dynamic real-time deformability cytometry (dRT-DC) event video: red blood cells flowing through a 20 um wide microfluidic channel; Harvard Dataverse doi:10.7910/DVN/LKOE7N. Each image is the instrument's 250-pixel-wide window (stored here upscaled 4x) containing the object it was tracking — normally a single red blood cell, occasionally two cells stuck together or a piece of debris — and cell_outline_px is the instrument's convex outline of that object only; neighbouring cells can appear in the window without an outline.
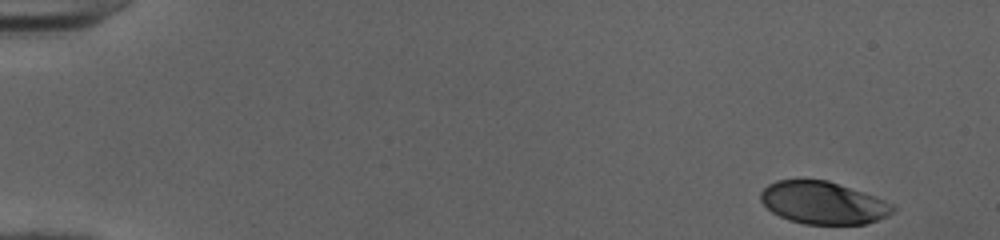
{"species": "human", "species_latin": "Homo sapiens", "temperature_condition": "cold", "stored_images_in_passage": 49, "camera_frame_rate_fps": 3000, "um_per_image_px": 0.085, "donor": {"sex": "female"}, "frame": {"image": 1, "passage_image": 1, "time_ms": 0.0, "image_size_px": [1000, 240], "cell_outline_px": [[896, 208], [888, 216], [864, 224], [804, 224], [788, 220], [772, 212], [760, 200], [760, 192], [768, 184], [776, 180], [828, 180], [876, 196], [892, 204]], "centroid_in_image_um": [69.96, 17.24], "position_along_channel_um": 15.0, "area_um2": 32.71}}
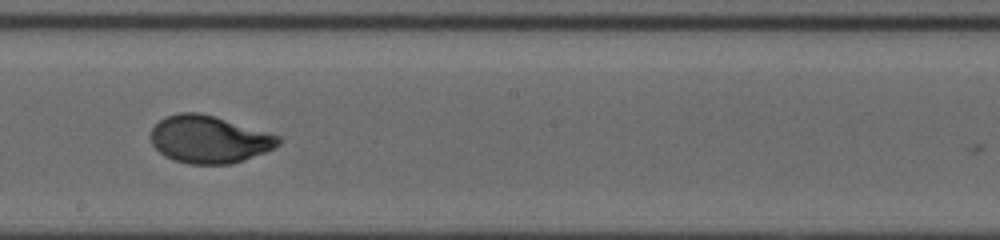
{"frame": {"image": 2, "passage_image": 28, "time_ms": 9.0, "image_size_px": [1000, 240], "cell_outline_px": [[284, 140], [280, 144], [264, 152], [244, 160], [228, 164], [188, 164], [164, 156], [152, 144], [148, 136], [152, 128], [160, 120], [168, 116], [180, 112], [200, 112], [280, 136]], "centroid_in_image_um": [17.75, 11.85], "position_along_channel_um": 230.5, "area_um2": 35.14}}
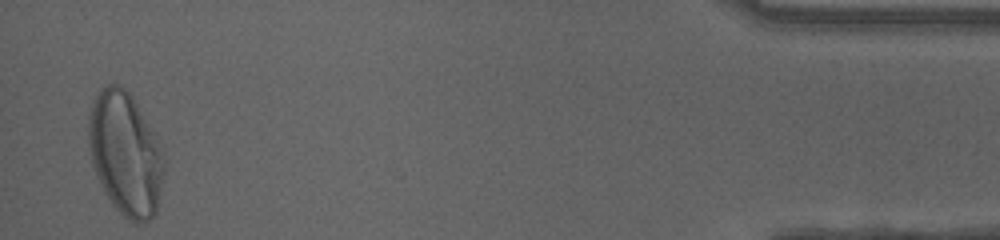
{"frame": {"image": 3, "passage_image": 48, "time_ms": 15.667, "image_size_px": [1000, 240], "cell_outline_px": [[164, 168], [156, 212], [148, 220], [140, 224], [132, 224], [112, 204], [96, 176], [92, 164], [88, 144], [88, 116], [92, 104], [100, 88], [108, 84], [120, 84], [132, 96], [152, 132], [156, 140], [164, 160]], "centroid_in_image_um": [10.62, 13.08], "position_along_channel_um": 424.6, "area_um2": 53.64}, "authors_computed_cell_mechanics": {"area_um2": 35.258, "velocity_mm_per_s": 4.0107, "shape_relaxation_time_tau1_ms": 3.9084, "shape_relaxation_time_tau2_ms": null, "deformation_change_tau1": 0.2104, "deformation_change_tau2": null}}